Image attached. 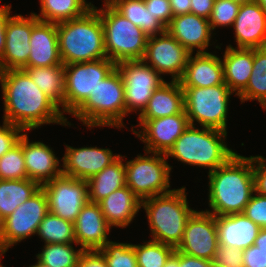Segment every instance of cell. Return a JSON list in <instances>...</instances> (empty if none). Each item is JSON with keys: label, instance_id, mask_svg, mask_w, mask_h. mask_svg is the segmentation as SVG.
Masks as SVG:
<instances>
[{"label": "cell", "instance_id": "6da1fadb", "mask_svg": "<svg viewBox=\"0 0 266 267\" xmlns=\"http://www.w3.org/2000/svg\"><path fill=\"white\" fill-rule=\"evenodd\" d=\"M0 83L4 100L3 122L19 126L24 131L50 123L71 125L61 109L24 70L0 71Z\"/></svg>", "mask_w": 266, "mask_h": 267}, {"label": "cell", "instance_id": "7a4b0ae2", "mask_svg": "<svg viewBox=\"0 0 266 267\" xmlns=\"http://www.w3.org/2000/svg\"><path fill=\"white\" fill-rule=\"evenodd\" d=\"M209 207L214 216L243 213L254 188L253 156L234 154L225 164L208 173Z\"/></svg>", "mask_w": 266, "mask_h": 267}, {"label": "cell", "instance_id": "3957f363", "mask_svg": "<svg viewBox=\"0 0 266 267\" xmlns=\"http://www.w3.org/2000/svg\"><path fill=\"white\" fill-rule=\"evenodd\" d=\"M59 54L64 65L107 58L104 28L97 10L57 23Z\"/></svg>", "mask_w": 266, "mask_h": 267}, {"label": "cell", "instance_id": "277c9868", "mask_svg": "<svg viewBox=\"0 0 266 267\" xmlns=\"http://www.w3.org/2000/svg\"><path fill=\"white\" fill-rule=\"evenodd\" d=\"M227 132L202 127L200 130L189 125L175 141L166 157H173L182 163L209 168V172L225 164L236 152L227 147Z\"/></svg>", "mask_w": 266, "mask_h": 267}, {"label": "cell", "instance_id": "5b68a950", "mask_svg": "<svg viewBox=\"0 0 266 267\" xmlns=\"http://www.w3.org/2000/svg\"><path fill=\"white\" fill-rule=\"evenodd\" d=\"M186 189L157 195L141 201L154 241L176 248L182 240L188 218L195 211L189 208Z\"/></svg>", "mask_w": 266, "mask_h": 267}, {"label": "cell", "instance_id": "8992f818", "mask_svg": "<svg viewBox=\"0 0 266 267\" xmlns=\"http://www.w3.org/2000/svg\"><path fill=\"white\" fill-rule=\"evenodd\" d=\"M89 128H123L126 116L124 84L117 67L100 81L86 102L72 115Z\"/></svg>", "mask_w": 266, "mask_h": 267}, {"label": "cell", "instance_id": "52a82bcc", "mask_svg": "<svg viewBox=\"0 0 266 267\" xmlns=\"http://www.w3.org/2000/svg\"><path fill=\"white\" fill-rule=\"evenodd\" d=\"M104 28V45L107 58L115 64L122 61L143 60L148 36L127 20L110 3L97 9Z\"/></svg>", "mask_w": 266, "mask_h": 267}, {"label": "cell", "instance_id": "ba28073f", "mask_svg": "<svg viewBox=\"0 0 266 267\" xmlns=\"http://www.w3.org/2000/svg\"><path fill=\"white\" fill-rule=\"evenodd\" d=\"M184 107L190 125L227 132L229 97L233 93L224 83L211 87H182Z\"/></svg>", "mask_w": 266, "mask_h": 267}, {"label": "cell", "instance_id": "9c48e42d", "mask_svg": "<svg viewBox=\"0 0 266 267\" xmlns=\"http://www.w3.org/2000/svg\"><path fill=\"white\" fill-rule=\"evenodd\" d=\"M166 154L138 155L125 163L126 185L142 201L147 198L172 192L170 188V166Z\"/></svg>", "mask_w": 266, "mask_h": 267}, {"label": "cell", "instance_id": "30bf717a", "mask_svg": "<svg viewBox=\"0 0 266 267\" xmlns=\"http://www.w3.org/2000/svg\"><path fill=\"white\" fill-rule=\"evenodd\" d=\"M115 68L108 58L64 65V113L73 115Z\"/></svg>", "mask_w": 266, "mask_h": 267}, {"label": "cell", "instance_id": "8fae6325", "mask_svg": "<svg viewBox=\"0 0 266 267\" xmlns=\"http://www.w3.org/2000/svg\"><path fill=\"white\" fill-rule=\"evenodd\" d=\"M116 67L123 78L126 116L137 110L141 114L153 92L166 81L143 60L122 61Z\"/></svg>", "mask_w": 266, "mask_h": 267}, {"label": "cell", "instance_id": "7c38bea8", "mask_svg": "<svg viewBox=\"0 0 266 267\" xmlns=\"http://www.w3.org/2000/svg\"><path fill=\"white\" fill-rule=\"evenodd\" d=\"M48 213L47 197L41 188L3 220L2 255L9 247L37 234L39 224Z\"/></svg>", "mask_w": 266, "mask_h": 267}, {"label": "cell", "instance_id": "4fadbf2b", "mask_svg": "<svg viewBox=\"0 0 266 267\" xmlns=\"http://www.w3.org/2000/svg\"><path fill=\"white\" fill-rule=\"evenodd\" d=\"M48 201L49 213L75 223L81 209L87 204L86 180L60 175L41 185Z\"/></svg>", "mask_w": 266, "mask_h": 267}, {"label": "cell", "instance_id": "5bb4252c", "mask_svg": "<svg viewBox=\"0 0 266 267\" xmlns=\"http://www.w3.org/2000/svg\"><path fill=\"white\" fill-rule=\"evenodd\" d=\"M190 54L173 36L165 31L158 37L157 35L148 37L143 61L160 75L170 74L171 81H180Z\"/></svg>", "mask_w": 266, "mask_h": 267}, {"label": "cell", "instance_id": "9a60e30c", "mask_svg": "<svg viewBox=\"0 0 266 267\" xmlns=\"http://www.w3.org/2000/svg\"><path fill=\"white\" fill-rule=\"evenodd\" d=\"M138 120V125L143 131L138 132L134 127L131 131L145 143V154H167L190 125L185 110L176 115Z\"/></svg>", "mask_w": 266, "mask_h": 267}, {"label": "cell", "instance_id": "2e32d148", "mask_svg": "<svg viewBox=\"0 0 266 267\" xmlns=\"http://www.w3.org/2000/svg\"><path fill=\"white\" fill-rule=\"evenodd\" d=\"M218 246L215 216L206 211L195 210L188 218L182 240L175 250L212 261Z\"/></svg>", "mask_w": 266, "mask_h": 267}, {"label": "cell", "instance_id": "e0dca14e", "mask_svg": "<svg viewBox=\"0 0 266 267\" xmlns=\"http://www.w3.org/2000/svg\"><path fill=\"white\" fill-rule=\"evenodd\" d=\"M39 20L31 16L14 15L6 23V43L4 55L0 60V71L22 69L30 56V37L33 26Z\"/></svg>", "mask_w": 266, "mask_h": 267}, {"label": "cell", "instance_id": "ac0fdd59", "mask_svg": "<svg viewBox=\"0 0 266 267\" xmlns=\"http://www.w3.org/2000/svg\"><path fill=\"white\" fill-rule=\"evenodd\" d=\"M120 154L114 155L110 149L95 147L73 148L66 145L62 158V174L81 180H88L114 162Z\"/></svg>", "mask_w": 266, "mask_h": 267}, {"label": "cell", "instance_id": "d6986e66", "mask_svg": "<svg viewBox=\"0 0 266 267\" xmlns=\"http://www.w3.org/2000/svg\"><path fill=\"white\" fill-rule=\"evenodd\" d=\"M233 26L237 42L235 48L266 47V12L255 0L241 3Z\"/></svg>", "mask_w": 266, "mask_h": 267}, {"label": "cell", "instance_id": "ffe728a7", "mask_svg": "<svg viewBox=\"0 0 266 267\" xmlns=\"http://www.w3.org/2000/svg\"><path fill=\"white\" fill-rule=\"evenodd\" d=\"M76 245L83 250H99L107 242L111 226L98 203L88 201L74 223Z\"/></svg>", "mask_w": 266, "mask_h": 267}, {"label": "cell", "instance_id": "44dd1931", "mask_svg": "<svg viewBox=\"0 0 266 267\" xmlns=\"http://www.w3.org/2000/svg\"><path fill=\"white\" fill-rule=\"evenodd\" d=\"M166 31L190 53L193 54L195 48L197 53H207L205 49L212 34L209 19L192 13L177 15L171 19Z\"/></svg>", "mask_w": 266, "mask_h": 267}, {"label": "cell", "instance_id": "7402d4cb", "mask_svg": "<svg viewBox=\"0 0 266 267\" xmlns=\"http://www.w3.org/2000/svg\"><path fill=\"white\" fill-rule=\"evenodd\" d=\"M30 56L24 67L64 65L59 54L57 24L39 20L30 37Z\"/></svg>", "mask_w": 266, "mask_h": 267}, {"label": "cell", "instance_id": "603a6c76", "mask_svg": "<svg viewBox=\"0 0 266 267\" xmlns=\"http://www.w3.org/2000/svg\"><path fill=\"white\" fill-rule=\"evenodd\" d=\"M23 154L28 179L43 185L62 175L60 161L52 149L43 142L30 143L26 133H23Z\"/></svg>", "mask_w": 266, "mask_h": 267}, {"label": "cell", "instance_id": "cb8c5ba5", "mask_svg": "<svg viewBox=\"0 0 266 267\" xmlns=\"http://www.w3.org/2000/svg\"><path fill=\"white\" fill-rule=\"evenodd\" d=\"M218 245L244 250L254 245L261 229L243 213L215 216Z\"/></svg>", "mask_w": 266, "mask_h": 267}, {"label": "cell", "instance_id": "d4e9b609", "mask_svg": "<svg viewBox=\"0 0 266 267\" xmlns=\"http://www.w3.org/2000/svg\"><path fill=\"white\" fill-rule=\"evenodd\" d=\"M182 87H211L224 84L222 60L212 53H192L180 79Z\"/></svg>", "mask_w": 266, "mask_h": 267}, {"label": "cell", "instance_id": "484cf974", "mask_svg": "<svg viewBox=\"0 0 266 267\" xmlns=\"http://www.w3.org/2000/svg\"><path fill=\"white\" fill-rule=\"evenodd\" d=\"M98 205L111 227L126 228L139 212L141 200L125 185L99 201Z\"/></svg>", "mask_w": 266, "mask_h": 267}, {"label": "cell", "instance_id": "4316f807", "mask_svg": "<svg viewBox=\"0 0 266 267\" xmlns=\"http://www.w3.org/2000/svg\"><path fill=\"white\" fill-rule=\"evenodd\" d=\"M222 63L224 83L238 96L246 88L251 76L253 49L226 46Z\"/></svg>", "mask_w": 266, "mask_h": 267}, {"label": "cell", "instance_id": "83f0119b", "mask_svg": "<svg viewBox=\"0 0 266 267\" xmlns=\"http://www.w3.org/2000/svg\"><path fill=\"white\" fill-rule=\"evenodd\" d=\"M184 90L179 81L164 82L156 89L138 119H156L185 110Z\"/></svg>", "mask_w": 266, "mask_h": 267}, {"label": "cell", "instance_id": "f1b7e54d", "mask_svg": "<svg viewBox=\"0 0 266 267\" xmlns=\"http://www.w3.org/2000/svg\"><path fill=\"white\" fill-rule=\"evenodd\" d=\"M122 162L123 157L120 155L101 172L87 180L90 202L98 203L110 193L126 185L125 163Z\"/></svg>", "mask_w": 266, "mask_h": 267}, {"label": "cell", "instance_id": "f546056e", "mask_svg": "<svg viewBox=\"0 0 266 267\" xmlns=\"http://www.w3.org/2000/svg\"><path fill=\"white\" fill-rule=\"evenodd\" d=\"M41 189V185L28 178L18 180L0 179V217L7 218L16 208Z\"/></svg>", "mask_w": 266, "mask_h": 267}, {"label": "cell", "instance_id": "4dcf8cb0", "mask_svg": "<svg viewBox=\"0 0 266 267\" xmlns=\"http://www.w3.org/2000/svg\"><path fill=\"white\" fill-rule=\"evenodd\" d=\"M22 70L59 108L63 107L64 113V65L23 67Z\"/></svg>", "mask_w": 266, "mask_h": 267}, {"label": "cell", "instance_id": "1f68e13d", "mask_svg": "<svg viewBox=\"0 0 266 267\" xmlns=\"http://www.w3.org/2000/svg\"><path fill=\"white\" fill-rule=\"evenodd\" d=\"M110 4L148 37L166 31V27L147 11L144 0H113Z\"/></svg>", "mask_w": 266, "mask_h": 267}, {"label": "cell", "instance_id": "d6a6232c", "mask_svg": "<svg viewBox=\"0 0 266 267\" xmlns=\"http://www.w3.org/2000/svg\"><path fill=\"white\" fill-rule=\"evenodd\" d=\"M92 7L86 0H40V14H33L38 20L57 24L78 18Z\"/></svg>", "mask_w": 266, "mask_h": 267}, {"label": "cell", "instance_id": "836d02e7", "mask_svg": "<svg viewBox=\"0 0 266 267\" xmlns=\"http://www.w3.org/2000/svg\"><path fill=\"white\" fill-rule=\"evenodd\" d=\"M241 103L257 100L266 109V47L253 49V69L246 88L238 95Z\"/></svg>", "mask_w": 266, "mask_h": 267}, {"label": "cell", "instance_id": "e575fe53", "mask_svg": "<svg viewBox=\"0 0 266 267\" xmlns=\"http://www.w3.org/2000/svg\"><path fill=\"white\" fill-rule=\"evenodd\" d=\"M37 234L45 244L76 243L74 223L51 213L41 221Z\"/></svg>", "mask_w": 266, "mask_h": 267}, {"label": "cell", "instance_id": "d590c367", "mask_svg": "<svg viewBox=\"0 0 266 267\" xmlns=\"http://www.w3.org/2000/svg\"><path fill=\"white\" fill-rule=\"evenodd\" d=\"M72 244H45L42 252L36 255L37 260L50 267H78L84 250L81 247L75 250Z\"/></svg>", "mask_w": 266, "mask_h": 267}, {"label": "cell", "instance_id": "8d00e7d4", "mask_svg": "<svg viewBox=\"0 0 266 267\" xmlns=\"http://www.w3.org/2000/svg\"><path fill=\"white\" fill-rule=\"evenodd\" d=\"M138 267H164L175 248L168 244L149 240L142 245L132 244Z\"/></svg>", "mask_w": 266, "mask_h": 267}, {"label": "cell", "instance_id": "74e56055", "mask_svg": "<svg viewBox=\"0 0 266 267\" xmlns=\"http://www.w3.org/2000/svg\"><path fill=\"white\" fill-rule=\"evenodd\" d=\"M27 170L23 154V134L9 151L0 157V179H26Z\"/></svg>", "mask_w": 266, "mask_h": 267}, {"label": "cell", "instance_id": "f35d334b", "mask_svg": "<svg viewBox=\"0 0 266 267\" xmlns=\"http://www.w3.org/2000/svg\"><path fill=\"white\" fill-rule=\"evenodd\" d=\"M99 251L108 267H138L134 247L130 243L109 241Z\"/></svg>", "mask_w": 266, "mask_h": 267}, {"label": "cell", "instance_id": "ab89813d", "mask_svg": "<svg viewBox=\"0 0 266 267\" xmlns=\"http://www.w3.org/2000/svg\"><path fill=\"white\" fill-rule=\"evenodd\" d=\"M241 1L238 0H215L209 23L212 31L216 27L232 26L238 15Z\"/></svg>", "mask_w": 266, "mask_h": 267}, {"label": "cell", "instance_id": "60d3db41", "mask_svg": "<svg viewBox=\"0 0 266 267\" xmlns=\"http://www.w3.org/2000/svg\"><path fill=\"white\" fill-rule=\"evenodd\" d=\"M213 267H244L243 251L229 246H218L212 259Z\"/></svg>", "mask_w": 266, "mask_h": 267}, {"label": "cell", "instance_id": "b9f144b4", "mask_svg": "<svg viewBox=\"0 0 266 267\" xmlns=\"http://www.w3.org/2000/svg\"><path fill=\"white\" fill-rule=\"evenodd\" d=\"M243 214L261 229L266 228V196L253 194L245 206Z\"/></svg>", "mask_w": 266, "mask_h": 267}, {"label": "cell", "instance_id": "7bdbcfd3", "mask_svg": "<svg viewBox=\"0 0 266 267\" xmlns=\"http://www.w3.org/2000/svg\"><path fill=\"white\" fill-rule=\"evenodd\" d=\"M23 132L21 127L3 122L0 126V157L18 143Z\"/></svg>", "mask_w": 266, "mask_h": 267}, {"label": "cell", "instance_id": "ee69618b", "mask_svg": "<svg viewBox=\"0 0 266 267\" xmlns=\"http://www.w3.org/2000/svg\"><path fill=\"white\" fill-rule=\"evenodd\" d=\"M146 9L167 27L173 18L169 0H144Z\"/></svg>", "mask_w": 266, "mask_h": 267}, {"label": "cell", "instance_id": "f6af8a7d", "mask_svg": "<svg viewBox=\"0 0 266 267\" xmlns=\"http://www.w3.org/2000/svg\"><path fill=\"white\" fill-rule=\"evenodd\" d=\"M254 188L257 194L266 196V159L253 156Z\"/></svg>", "mask_w": 266, "mask_h": 267}, {"label": "cell", "instance_id": "bcb514c9", "mask_svg": "<svg viewBox=\"0 0 266 267\" xmlns=\"http://www.w3.org/2000/svg\"><path fill=\"white\" fill-rule=\"evenodd\" d=\"M244 267H266V253L252 245L243 250Z\"/></svg>", "mask_w": 266, "mask_h": 267}, {"label": "cell", "instance_id": "7dc6e473", "mask_svg": "<svg viewBox=\"0 0 266 267\" xmlns=\"http://www.w3.org/2000/svg\"><path fill=\"white\" fill-rule=\"evenodd\" d=\"M78 267H108L99 250H84L80 255Z\"/></svg>", "mask_w": 266, "mask_h": 267}, {"label": "cell", "instance_id": "c3c4849f", "mask_svg": "<svg viewBox=\"0 0 266 267\" xmlns=\"http://www.w3.org/2000/svg\"><path fill=\"white\" fill-rule=\"evenodd\" d=\"M11 6L2 5L0 7V60L4 55L5 43H6V23L11 17Z\"/></svg>", "mask_w": 266, "mask_h": 267}, {"label": "cell", "instance_id": "681fc988", "mask_svg": "<svg viewBox=\"0 0 266 267\" xmlns=\"http://www.w3.org/2000/svg\"><path fill=\"white\" fill-rule=\"evenodd\" d=\"M215 0H191V13L209 19Z\"/></svg>", "mask_w": 266, "mask_h": 267}, {"label": "cell", "instance_id": "f907efd6", "mask_svg": "<svg viewBox=\"0 0 266 267\" xmlns=\"http://www.w3.org/2000/svg\"><path fill=\"white\" fill-rule=\"evenodd\" d=\"M179 267H213L210 260L186 255L179 251Z\"/></svg>", "mask_w": 266, "mask_h": 267}, {"label": "cell", "instance_id": "816d5d0a", "mask_svg": "<svg viewBox=\"0 0 266 267\" xmlns=\"http://www.w3.org/2000/svg\"><path fill=\"white\" fill-rule=\"evenodd\" d=\"M174 16L191 13V0H169Z\"/></svg>", "mask_w": 266, "mask_h": 267}, {"label": "cell", "instance_id": "f5cc1de1", "mask_svg": "<svg viewBox=\"0 0 266 267\" xmlns=\"http://www.w3.org/2000/svg\"><path fill=\"white\" fill-rule=\"evenodd\" d=\"M254 245L266 253V228L259 230Z\"/></svg>", "mask_w": 266, "mask_h": 267}, {"label": "cell", "instance_id": "db71d44e", "mask_svg": "<svg viewBox=\"0 0 266 267\" xmlns=\"http://www.w3.org/2000/svg\"><path fill=\"white\" fill-rule=\"evenodd\" d=\"M164 267H179V251L175 250L174 253L165 262Z\"/></svg>", "mask_w": 266, "mask_h": 267}, {"label": "cell", "instance_id": "11a10c76", "mask_svg": "<svg viewBox=\"0 0 266 267\" xmlns=\"http://www.w3.org/2000/svg\"><path fill=\"white\" fill-rule=\"evenodd\" d=\"M2 233H3V220L0 217V258L2 256Z\"/></svg>", "mask_w": 266, "mask_h": 267}, {"label": "cell", "instance_id": "9f6ffc18", "mask_svg": "<svg viewBox=\"0 0 266 267\" xmlns=\"http://www.w3.org/2000/svg\"><path fill=\"white\" fill-rule=\"evenodd\" d=\"M261 8L266 12V0H255Z\"/></svg>", "mask_w": 266, "mask_h": 267}, {"label": "cell", "instance_id": "6f0895ef", "mask_svg": "<svg viewBox=\"0 0 266 267\" xmlns=\"http://www.w3.org/2000/svg\"><path fill=\"white\" fill-rule=\"evenodd\" d=\"M29 267H50V266H47V265H45V264L40 263L39 261H37L36 264L31 265V266H29Z\"/></svg>", "mask_w": 266, "mask_h": 267}, {"label": "cell", "instance_id": "680465c9", "mask_svg": "<svg viewBox=\"0 0 266 267\" xmlns=\"http://www.w3.org/2000/svg\"><path fill=\"white\" fill-rule=\"evenodd\" d=\"M104 3H111L113 0H104Z\"/></svg>", "mask_w": 266, "mask_h": 267}, {"label": "cell", "instance_id": "91938a15", "mask_svg": "<svg viewBox=\"0 0 266 267\" xmlns=\"http://www.w3.org/2000/svg\"><path fill=\"white\" fill-rule=\"evenodd\" d=\"M238 1H241V2H247V1H251V0H238Z\"/></svg>", "mask_w": 266, "mask_h": 267}]
</instances>
